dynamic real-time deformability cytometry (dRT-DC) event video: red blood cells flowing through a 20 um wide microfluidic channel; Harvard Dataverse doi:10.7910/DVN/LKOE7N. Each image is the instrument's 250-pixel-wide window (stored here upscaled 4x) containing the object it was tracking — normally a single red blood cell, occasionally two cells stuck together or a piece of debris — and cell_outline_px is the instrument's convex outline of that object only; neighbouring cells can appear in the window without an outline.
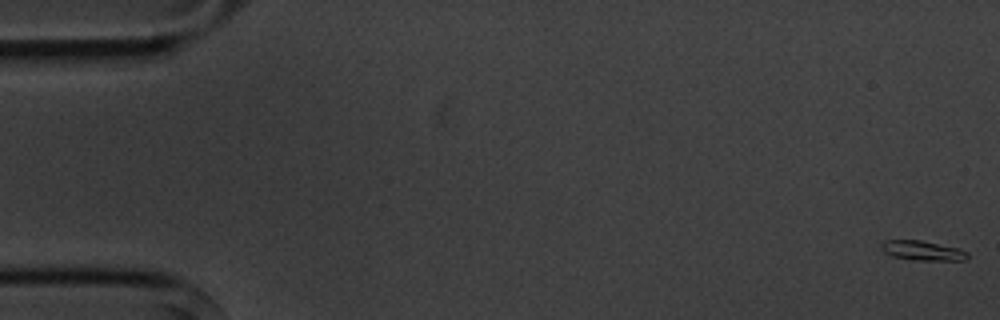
{"species": "common noctule bat (a hibernating species)", "species_latin": "Nyctalus noctula", "temperature_condition": "cold", "stored_images_in_passage": 8, "camera_frame_rate_fps": 3000, "um_per_image_px": 0.085, "animal": {"sex": "male", "body_mass_g": 20.1, "forearm_length_mm": 53.5}, "frame": {"image": 1, "passage_image": 1, "time_ms": 0.0, "image_size_px": [1000, 320], "cell_outline_px": [[968, 260], [912, 260], [892, 256], [884, 252], [880, 248], [880, 244], [884, 240], [920, 240], [960, 248], [968, 252]], "centroid_in_image_um": [78.41, 21.3], "position_along_channel_um": 6.6, "area_um2": 10.0}}
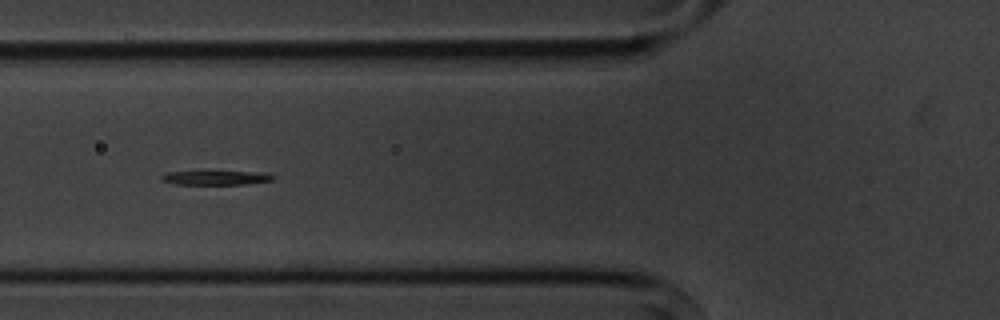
{"frame": {"image": 2, "passage_image": 7, "time_ms": 6.667, "image_size_px": [1000, 320], "cell_outline_px": [[276, 176], [272, 180], [244, 184], [176, 184], [160, 180], [160, 176], [168, 172], [212, 168], [268, 172]], "centroid_in_image_um": [18.38, 15.02], "position_along_channel_um": 107.4, "area_um2": 10.46}}